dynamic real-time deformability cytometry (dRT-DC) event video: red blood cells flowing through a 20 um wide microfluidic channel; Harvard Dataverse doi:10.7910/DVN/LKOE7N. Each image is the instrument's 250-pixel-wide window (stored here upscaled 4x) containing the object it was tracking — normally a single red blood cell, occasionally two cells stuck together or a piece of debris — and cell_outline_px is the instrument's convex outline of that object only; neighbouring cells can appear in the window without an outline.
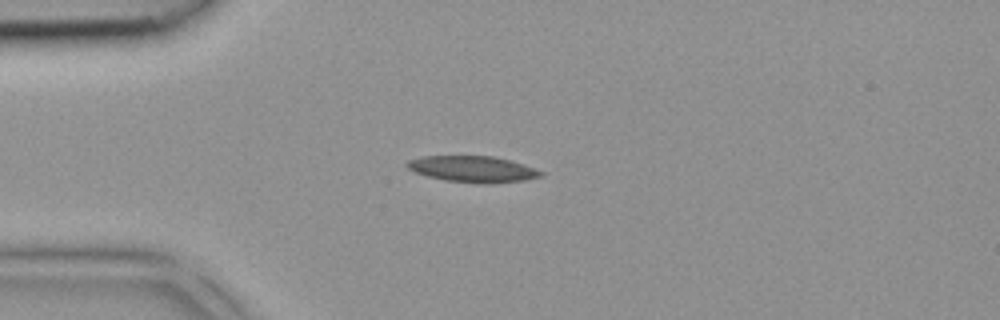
{"species": "common noctule bat (a hibernating species)", "species_latin": "Nyctalus noctula", "temperature_condition": "room temperature", "stored_images_in_passage": 2, "camera_frame_rate_fps": 3000, "um_per_image_px": 0.085, "animal": {"sex": "female", "body_mass_g": 18.4}, "frame": {"image": 1, "passage_image": 1, "time_ms": 0.0, "image_size_px": [1000, 320], "cell_outline_px": [[544, 176], [524, 180], [488, 184], [480, 184], [444, 180], [428, 176], [416, 172], [408, 168], [404, 164], [408, 160], [420, 156], [492, 156], [512, 160], [524, 164], [544, 172]], "centroid_in_image_um": [40.2, 14.37], "position_along_channel_um": 44.8, "area_um2": 20.63}}